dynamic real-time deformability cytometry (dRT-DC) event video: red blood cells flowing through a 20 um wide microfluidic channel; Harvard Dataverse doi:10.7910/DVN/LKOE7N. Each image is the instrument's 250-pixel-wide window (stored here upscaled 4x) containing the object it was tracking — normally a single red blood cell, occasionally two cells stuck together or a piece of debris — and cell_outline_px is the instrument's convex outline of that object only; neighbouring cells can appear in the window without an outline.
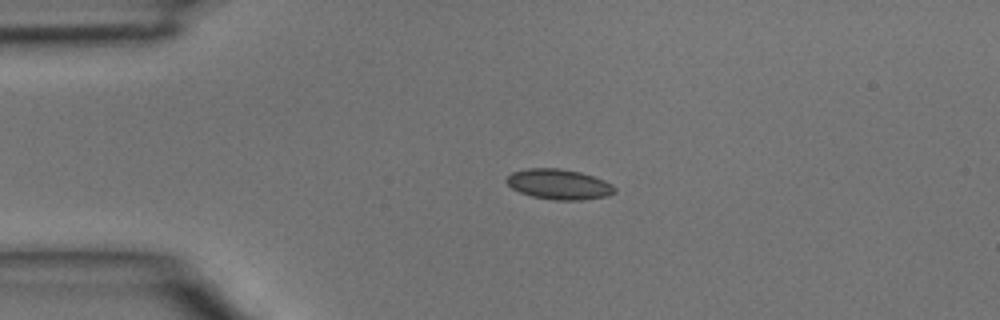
{"species": "common noctule bat (a hibernating species)", "species_latin": "Nyctalus noctula", "temperature_condition": "room temperature", "stored_images_in_passage": 2, "camera_frame_rate_fps": 3000, "um_per_image_px": 0.085, "animal": {"sex": "male", "body_mass_g": 15.6}, "frame": {"image": 1, "passage_image": 1, "time_ms": 0.0, "image_size_px": [1000, 320], "cell_outline_px": [[616, 192], [608, 196], [580, 200], [556, 200], [532, 196], [520, 192], [512, 188], [504, 180], [512, 172], [528, 168], [560, 168], [580, 172], [604, 180], [612, 184], [616, 188]], "centroid_in_image_um": [47.52, 15.66], "position_along_channel_um": 37.5, "area_um2": 19.07}}